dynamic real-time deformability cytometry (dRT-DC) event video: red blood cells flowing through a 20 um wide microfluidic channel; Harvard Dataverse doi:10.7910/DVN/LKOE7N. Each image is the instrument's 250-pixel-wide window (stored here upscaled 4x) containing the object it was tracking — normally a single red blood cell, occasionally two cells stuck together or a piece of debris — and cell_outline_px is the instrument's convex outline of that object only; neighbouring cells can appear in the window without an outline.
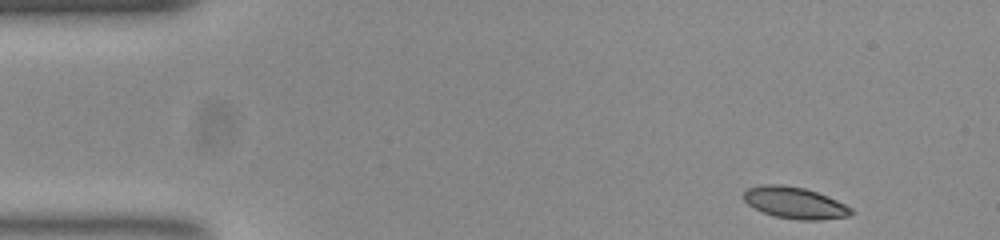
{"species": "common noctule bat (a hibernating species)", "species_latin": "Nyctalus noctula", "temperature_condition": "room temperature", "stored_images_in_passage": 48, "camera_frame_rate_fps": 3000, "um_per_image_px": 0.085, "animal": {"sex": "female", "body_mass_g": 23.0, "forearm_length_mm": 53.4}, "frame": {"image": 1, "passage_image": 1, "time_ms": 0.0, "image_size_px": [1000, 240], "cell_outline_px": [[852, 212], [848, 216], [816, 220], [800, 220], [776, 216], [764, 212], [748, 204], [744, 200], [744, 192], [748, 188], [764, 184], [780, 184], [804, 188], [816, 192], [836, 200], [852, 208]], "centroid_in_image_um": [67.54, 17.23], "position_along_channel_um": 17.5, "area_um2": 19.36}}
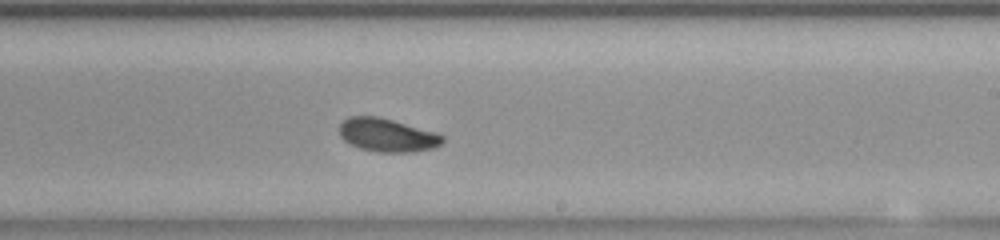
{"frame": {"image": 2, "passage_image": 27, "time_ms": 8.667, "image_size_px": [1000, 240], "cell_outline_px": [[444, 140], [440, 144], [432, 148], [412, 152], [376, 152], [360, 148], [344, 140], [340, 136], [340, 124], [348, 116], [376, 116], [392, 120], [436, 132], [444, 136]], "centroid_in_image_um": [32.91, 11.48], "position_along_channel_um": 256.1, "area_um2": 19.88}}
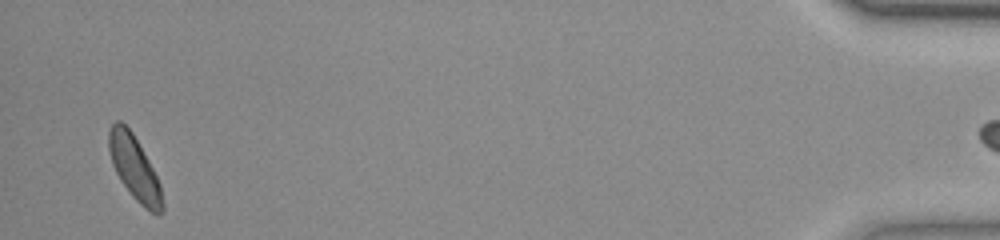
{"frame": {"image": 3, "passage_image": 47, "time_ms": 15.333, "image_size_px": [1000, 240], "cell_outline_px": [[164, 212], [152, 212], [144, 208], [132, 196], [120, 180], [112, 164], [108, 148], [108, 132], [112, 124], [116, 120], [120, 120], [132, 132], [148, 160], [160, 184], [164, 204]], "centroid_in_image_um": [11.41, 14.27], "position_along_channel_um": 423.8, "area_um2": 19.77}}